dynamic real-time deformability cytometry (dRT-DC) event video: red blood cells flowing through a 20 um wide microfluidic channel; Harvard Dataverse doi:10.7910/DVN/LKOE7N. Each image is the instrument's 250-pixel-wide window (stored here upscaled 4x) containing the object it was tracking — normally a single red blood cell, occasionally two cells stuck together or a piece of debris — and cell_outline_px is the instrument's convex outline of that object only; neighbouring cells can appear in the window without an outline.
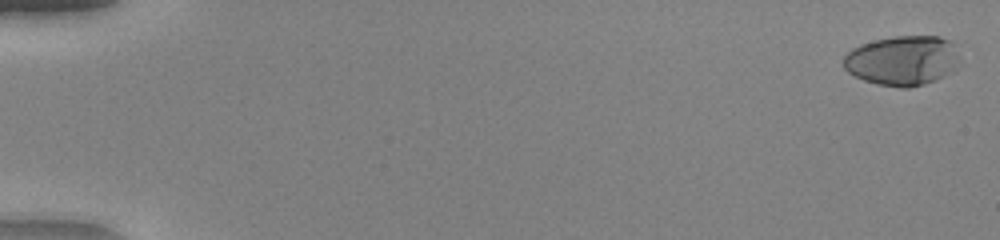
{"species": "human", "species_latin": "Homo sapiens", "temperature_condition": "warm", "stored_images_in_passage": 52, "camera_frame_rate_fps": 3000, "um_per_image_px": 0.085, "donor": {"sex": "female"}, "frame": {"image": 1, "passage_image": 1, "time_ms": 0.0, "image_size_px": [1000, 240], "cell_outline_px": [[960, 60], [952, 72], [936, 80], [924, 84], [908, 88], [900, 88], [876, 84], [864, 80], [848, 72], [844, 68], [844, 56], [852, 48], [860, 44], [876, 40], [896, 36], [940, 36], [948, 40], [952, 44]], "centroid_in_image_um": [76.7, 5.15], "position_along_channel_um": 8.3, "area_um2": 33.7}}
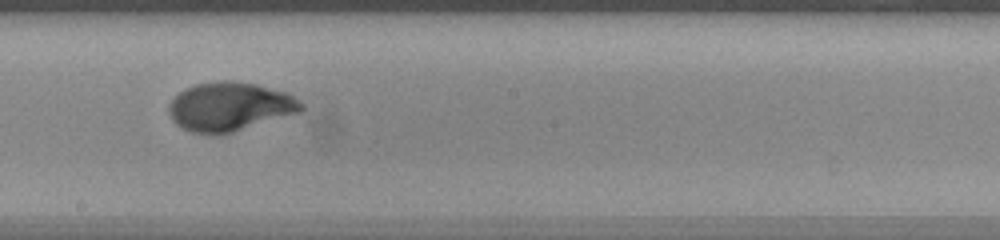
{"frame": {"image": 2, "passage_image": 31, "time_ms": 10.0, "image_size_px": [1000, 240], "cell_outline_px": [[304, 108], [300, 112], [220, 136], [216, 136], [192, 132], [180, 128], [172, 120], [168, 112], [168, 104], [184, 88], [196, 84], [220, 80], [232, 80], [256, 84], [288, 92], [304, 104]], "centroid_in_image_um": [19.52, 9.07], "position_along_channel_um": 228.7, "area_um2": 38.21}}
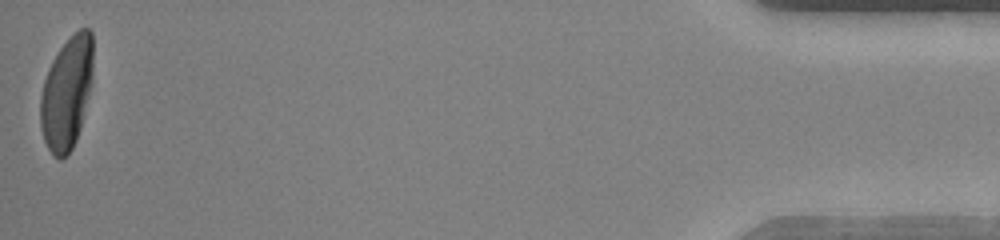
{"frame": {"image": 3, "passage_image": 52, "time_ms": 17.0, "image_size_px": [1000, 240], "cell_outline_px": [[92, 80], [80, 128], [76, 140], [72, 148], [60, 160], [52, 156], [44, 140], [40, 128], [40, 96], [44, 80], [48, 68], [52, 60], [60, 48], [80, 28], [88, 28], [92, 32]], "centroid_in_image_um": [5.65, 7.93], "position_along_channel_um": 429.6, "area_um2": 34.33}, "authors_computed_cell_mechanics": {"area_um2": 35.1135, "velocity_mm_per_s": 4.0675, "shape_relaxation_time_tau1_ms": 4.2983, "shape_relaxation_time_tau2_ms": null, "deformation_change_tau1": 0.2655, "deformation_change_tau2": null}}